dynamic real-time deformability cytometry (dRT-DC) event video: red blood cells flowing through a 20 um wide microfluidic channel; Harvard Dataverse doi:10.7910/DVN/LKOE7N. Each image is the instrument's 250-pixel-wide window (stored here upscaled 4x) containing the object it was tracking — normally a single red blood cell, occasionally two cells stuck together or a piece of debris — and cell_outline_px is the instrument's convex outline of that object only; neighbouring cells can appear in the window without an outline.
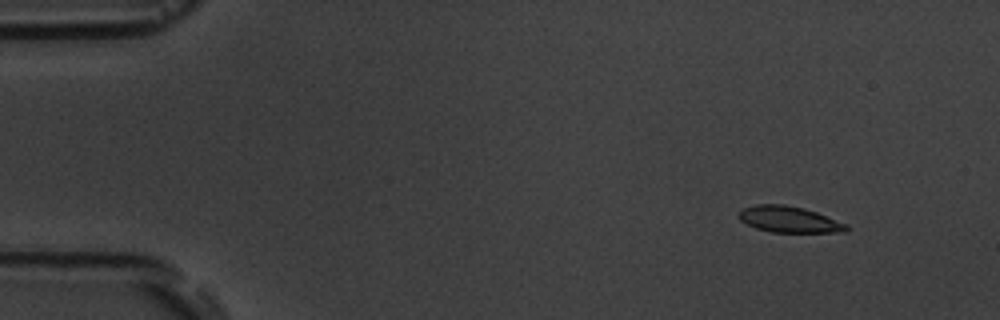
{"species": "common noctule bat (a hibernating species)", "species_latin": "Nyctalus noctula", "temperature_condition": "room temperature", "stored_images_in_passage": 5, "camera_frame_rate_fps": 3000, "um_per_image_px": 0.085, "animal": {"sex": "male", "body_mass_g": 19.5, "forearm_length_mm": 54.6}, "frame": {"image": 1, "passage_image": 1, "time_ms": 0.0, "image_size_px": [1000, 320], "cell_outline_px": [[848, 232], [772, 232], [756, 228], [740, 220], [740, 212], [744, 208], [756, 204], [784, 204], [804, 208], [816, 212], [848, 224]], "centroid_in_image_um": [67.12, 18.65], "position_along_channel_um": 17.9, "area_um2": 16.3}}
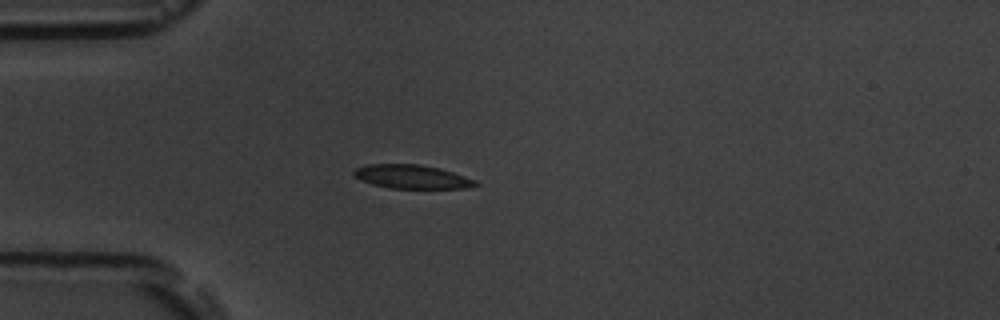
{"frame": {"image": 2, "passage_image": 4, "time_ms": 3.333, "image_size_px": [1000, 320], "cell_outline_px": [[480, 184], [468, 188], [388, 188], [372, 184], [356, 176], [352, 172], [356, 168], [368, 164], [420, 164], [440, 168], [476, 180]], "centroid_in_image_um": [35.04, 15.02], "position_along_channel_um": 50.0, "area_um2": 16.7}}